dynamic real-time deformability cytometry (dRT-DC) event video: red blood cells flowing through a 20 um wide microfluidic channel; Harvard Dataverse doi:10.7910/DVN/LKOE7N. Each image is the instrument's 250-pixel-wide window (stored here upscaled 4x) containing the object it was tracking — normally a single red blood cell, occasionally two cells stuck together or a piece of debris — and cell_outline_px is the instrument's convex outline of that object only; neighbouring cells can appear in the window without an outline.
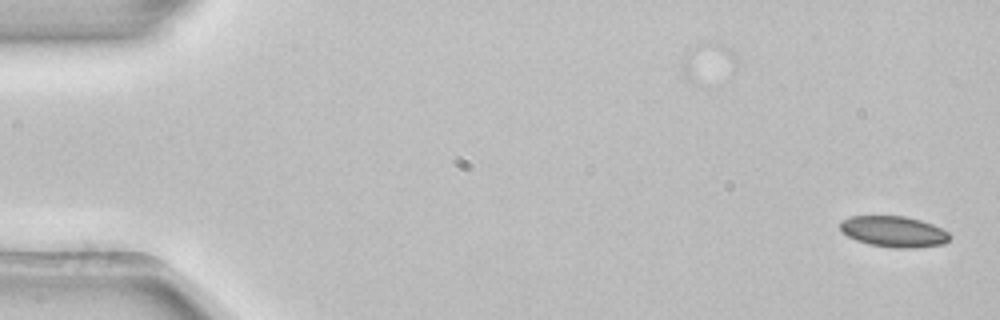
{"species": "common noctule bat (a hibernating species)", "species_latin": "Nyctalus noctula", "temperature_condition": "room temperature", "stored_images_in_passage": 2, "camera_frame_rate_fps": 3000, "um_per_image_px": 0.085, "animal": {"sex": "female", "body_mass_g": 22.7, "forearm_length_mm": 54.2}, "frame": {"image": 1, "passage_image": 2, "time_ms": 0.333, "image_size_px": [1000, 320], "cell_outline_px": [[952, 236], [944, 244], [912, 248], [892, 248], [868, 244], [856, 240], [848, 236], [840, 228], [840, 220], [852, 216], [904, 216], [920, 220], [932, 224], [948, 232]], "centroid_in_image_um": [75.97, 19.69], "position_along_channel_um": 9.0, "area_um2": 19.77}}